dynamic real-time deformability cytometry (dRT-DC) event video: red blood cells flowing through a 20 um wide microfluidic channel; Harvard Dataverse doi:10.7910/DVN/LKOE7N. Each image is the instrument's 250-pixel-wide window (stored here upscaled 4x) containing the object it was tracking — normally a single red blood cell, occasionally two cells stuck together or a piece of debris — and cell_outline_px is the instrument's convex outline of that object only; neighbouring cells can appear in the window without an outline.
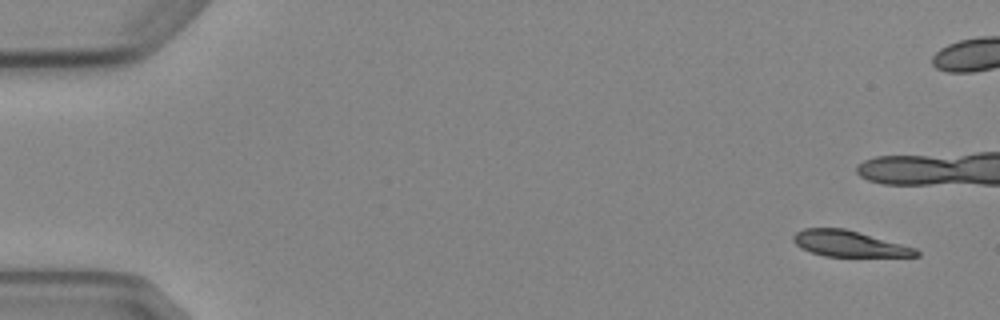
{"species": "Egyptian fruit bat (a non-hibernating species)", "species_latin": "Rousettus aegyptiacus", "temperature_condition": "cold", "stored_images_in_passage": 6, "camera_frame_rate_fps": 3000, "um_per_image_px": 0.085, "animal": {"sex": "female"}, "frame": {"image": 1, "passage_image": 1, "time_ms": 0.0, "image_size_px": [1000, 320], "cell_outline_px": [[920, 256], [824, 256], [800, 248], [792, 240], [792, 236], [796, 232], [804, 228], [844, 228], [916, 248], [920, 252]], "centroid_in_image_um": [72.14, 20.71], "position_along_channel_um": 12.9, "area_um2": 18.38}}